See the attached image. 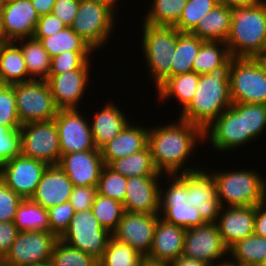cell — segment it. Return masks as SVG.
I'll use <instances>...</instances> for the list:
<instances>
[{"label": "cell", "mask_w": 266, "mask_h": 266, "mask_svg": "<svg viewBox=\"0 0 266 266\" xmlns=\"http://www.w3.org/2000/svg\"><path fill=\"white\" fill-rule=\"evenodd\" d=\"M21 155L48 165L61 158L59 133L54 120L30 122L20 127Z\"/></svg>", "instance_id": "10"}, {"label": "cell", "mask_w": 266, "mask_h": 266, "mask_svg": "<svg viewBox=\"0 0 266 266\" xmlns=\"http://www.w3.org/2000/svg\"><path fill=\"white\" fill-rule=\"evenodd\" d=\"M162 179L160 185V203L188 204L187 184L177 174L163 175ZM164 180L166 181L164 182Z\"/></svg>", "instance_id": "47"}, {"label": "cell", "mask_w": 266, "mask_h": 266, "mask_svg": "<svg viewBox=\"0 0 266 266\" xmlns=\"http://www.w3.org/2000/svg\"><path fill=\"white\" fill-rule=\"evenodd\" d=\"M218 4L219 0H187L182 15L174 27L180 32L191 33L203 16Z\"/></svg>", "instance_id": "42"}, {"label": "cell", "mask_w": 266, "mask_h": 266, "mask_svg": "<svg viewBox=\"0 0 266 266\" xmlns=\"http://www.w3.org/2000/svg\"><path fill=\"white\" fill-rule=\"evenodd\" d=\"M187 0H151L144 11L143 22L153 26H174L182 15ZM150 5V6H149Z\"/></svg>", "instance_id": "33"}, {"label": "cell", "mask_w": 266, "mask_h": 266, "mask_svg": "<svg viewBox=\"0 0 266 266\" xmlns=\"http://www.w3.org/2000/svg\"><path fill=\"white\" fill-rule=\"evenodd\" d=\"M66 27L67 26L52 13L43 15L40 16L37 22L33 38L39 41L41 38L52 36Z\"/></svg>", "instance_id": "52"}, {"label": "cell", "mask_w": 266, "mask_h": 266, "mask_svg": "<svg viewBox=\"0 0 266 266\" xmlns=\"http://www.w3.org/2000/svg\"><path fill=\"white\" fill-rule=\"evenodd\" d=\"M200 75L194 71L185 74L171 76L162 83L154 92L157 96L156 101H161L162 104L174 98L176 105H179V114L192 101L196 92V87L199 83Z\"/></svg>", "instance_id": "27"}, {"label": "cell", "mask_w": 266, "mask_h": 266, "mask_svg": "<svg viewBox=\"0 0 266 266\" xmlns=\"http://www.w3.org/2000/svg\"><path fill=\"white\" fill-rule=\"evenodd\" d=\"M50 262L53 266H99L93 256L71 247L58 239L54 245Z\"/></svg>", "instance_id": "40"}, {"label": "cell", "mask_w": 266, "mask_h": 266, "mask_svg": "<svg viewBox=\"0 0 266 266\" xmlns=\"http://www.w3.org/2000/svg\"><path fill=\"white\" fill-rule=\"evenodd\" d=\"M35 266H53V264L49 261L47 263H43V264H39V265H35Z\"/></svg>", "instance_id": "65"}, {"label": "cell", "mask_w": 266, "mask_h": 266, "mask_svg": "<svg viewBox=\"0 0 266 266\" xmlns=\"http://www.w3.org/2000/svg\"><path fill=\"white\" fill-rule=\"evenodd\" d=\"M18 232L14 222H0V262L12 246Z\"/></svg>", "instance_id": "54"}, {"label": "cell", "mask_w": 266, "mask_h": 266, "mask_svg": "<svg viewBox=\"0 0 266 266\" xmlns=\"http://www.w3.org/2000/svg\"><path fill=\"white\" fill-rule=\"evenodd\" d=\"M58 238L50 231H19L0 266H35L51 260Z\"/></svg>", "instance_id": "11"}, {"label": "cell", "mask_w": 266, "mask_h": 266, "mask_svg": "<svg viewBox=\"0 0 266 266\" xmlns=\"http://www.w3.org/2000/svg\"><path fill=\"white\" fill-rule=\"evenodd\" d=\"M230 56L225 41H204L194 59L193 71L199 75L209 74L214 68L221 66Z\"/></svg>", "instance_id": "36"}, {"label": "cell", "mask_w": 266, "mask_h": 266, "mask_svg": "<svg viewBox=\"0 0 266 266\" xmlns=\"http://www.w3.org/2000/svg\"><path fill=\"white\" fill-rule=\"evenodd\" d=\"M48 166L19 155L0 165V179L22 199H30Z\"/></svg>", "instance_id": "16"}, {"label": "cell", "mask_w": 266, "mask_h": 266, "mask_svg": "<svg viewBox=\"0 0 266 266\" xmlns=\"http://www.w3.org/2000/svg\"><path fill=\"white\" fill-rule=\"evenodd\" d=\"M48 211L49 231L60 239L67 231L70 220L76 213L70 202L51 207Z\"/></svg>", "instance_id": "48"}, {"label": "cell", "mask_w": 266, "mask_h": 266, "mask_svg": "<svg viewBox=\"0 0 266 266\" xmlns=\"http://www.w3.org/2000/svg\"><path fill=\"white\" fill-rule=\"evenodd\" d=\"M235 266H246V265H239V264H237V263L235 262Z\"/></svg>", "instance_id": "69"}, {"label": "cell", "mask_w": 266, "mask_h": 266, "mask_svg": "<svg viewBox=\"0 0 266 266\" xmlns=\"http://www.w3.org/2000/svg\"><path fill=\"white\" fill-rule=\"evenodd\" d=\"M233 8L222 3L206 13L191 32L204 41H225L231 29Z\"/></svg>", "instance_id": "28"}, {"label": "cell", "mask_w": 266, "mask_h": 266, "mask_svg": "<svg viewBox=\"0 0 266 266\" xmlns=\"http://www.w3.org/2000/svg\"><path fill=\"white\" fill-rule=\"evenodd\" d=\"M203 143L204 131L180 118L174 122L149 125L148 147L156 170L163 175L183 174L202 168L205 164L199 166L195 161L191 165L190 158H196L194 154Z\"/></svg>", "instance_id": "1"}, {"label": "cell", "mask_w": 266, "mask_h": 266, "mask_svg": "<svg viewBox=\"0 0 266 266\" xmlns=\"http://www.w3.org/2000/svg\"><path fill=\"white\" fill-rule=\"evenodd\" d=\"M95 51H65L52 58L49 74H63L79 69L86 61H92Z\"/></svg>", "instance_id": "46"}, {"label": "cell", "mask_w": 266, "mask_h": 266, "mask_svg": "<svg viewBox=\"0 0 266 266\" xmlns=\"http://www.w3.org/2000/svg\"><path fill=\"white\" fill-rule=\"evenodd\" d=\"M0 125L10 130H19L22 125L17 115L13 85H5L0 90Z\"/></svg>", "instance_id": "45"}, {"label": "cell", "mask_w": 266, "mask_h": 266, "mask_svg": "<svg viewBox=\"0 0 266 266\" xmlns=\"http://www.w3.org/2000/svg\"><path fill=\"white\" fill-rule=\"evenodd\" d=\"M96 195L97 186H74L69 202L75 212L91 209Z\"/></svg>", "instance_id": "51"}, {"label": "cell", "mask_w": 266, "mask_h": 266, "mask_svg": "<svg viewBox=\"0 0 266 266\" xmlns=\"http://www.w3.org/2000/svg\"><path fill=\"white\" fill-rule=\"evenodd\" d=\"M255 206L221 207L215 222L229 249L236 242L254 234Z\"/></svg>", "instance_id": "23"}, {"label": "cell", "mask_w": 266, "mask_h": 266, "mask_svg": "<svg viewBox=\"0 0 266 266\" xmlns=\"http://www.w3.org/2000/svg\"><path fill=\"white\" fill-rule=\"evenodd\" d=\"M162 178L163 176L128 177L124 210L130 213L159 214Z\"/></svg>", "instance_id": "19"}, {"label": "cell", "mask_w": 266, "mask_h": 266, "mask_svg": "<svg viewBox=\"0 0 266 266\" xmlns=\"http://www.w3.org/2000/svg\"><path fill=\"white\" fill-rule=\"evenodd\" d=\"M141 255L126 243L109 238L103 257L98 261L99 266H128Z\"/></svg>", "instance_id": "43"}, {"label": "cell", "mask_w": 266, "mask_h": 266, "mask_svg": "<svg viewBox=\"0 0 266 266\" xmlns=\"http://www.w3.org/2000/svg\"><path fill=\"white\" fill-rule=\"evenodd\" d=\"M228 256L239 265L259 266L266 257V238L248 236L228 249Z\"/></svg>", "instance_id": "34"}, {"label": "cell", "mask_w": 266, "mask_h": 266, "mask_svg": "<svg viewBox=\"0 0 266 266\" xmlns=\"http://www.w3.org/2000/svg\"><path fill=\"white\" fill-rule=\"evenodd\" d=\"M186 229L159 218L147 257L149 264L168 265L182 256Z\"/></svg>", "instance_id": "22"}, {"label": "cell", "mask_w": 266, "mask_h": 266, "mask_svg": "<svg viewBox=\"0 0 266 266\" xmlns=\"http://www.w3.org/2000/svg\"><path fill=\"white\" fill-rule=\"evenodd\" d=\"M22 51L28 75L32 80H44L49 77L52 58L42 44L32 38L15 41Z\"/></svg>", "instance_id": "30"}, {"label": "cell", "mask_w": 266, "mask_h": 266, "mask_svg": "<svg viewBox=\"0 0 266 266\" xmlns=\"http://www.w3.org/2000/svg\"><path fill=\"white\" fill-rule=\"evenodd\" d=\"M39 42L51 58L65 51H94L71 27L41 38Z\"/></svg>", "instance_id": "37"}, {"label": "cell", "mask_w": 266, "mask_h": 266, "mask_svg": "<svg viewBox=\"0 0 266 266\" xmlns=\"http://www.w3.org/2000/svg\"><path fill=\"white\" fill-rule=\"evenodd\" d=\"M5 86V84H3L1 81H0V90Z\"/></svg>", "instance_id": "67"}, {"label": "cell", "mask_w": 266, "mask_h": 266, "mask_svg": "<svg viewBox=\"0 0 266 266\" xmlns=\"http://www.w3.org/2000/svg\"><path fill=\"white\" fill-rule=\"evenodd\" d=\"M263 0H219L222 3L231 8H243L259 4Z\"/></svg>", "instance_id": "58"}, {"label": "cell", "mask_w": 266, "mask_h": 266, "mask_svg": "<svg viewBox=\"0 0 266 266\" xmlns=\"http://www.w3.org/2000/svg\"><path fill=\"white\" fill-rule=\"evenodd\" d=\"M8 42L4 33H3V29H2V23H1V18H0V45L4 44Z\"/></svg>", "instance_id": "62"}, {"label": "cell", "mask_w": 266, "mask_h": 266, "mask_svg": "<svg viewBox=\"0 0 266 266\" xmlns=\"http://www.w3.org/2000/svg\"><path fill=\"white\" fill-rule=\"evenodd\" d=\"M104 2H107L108 4H110L112 7H114L115 9L118 8L117 5L119 3V5H121L120 3L124 0H101Z\"/></svg>", "instance_id": "63"}, {"label": "cell", "mask_w": 266, "mask_h": 266, "mask_svg": "<svg viewBox=\"0 0 266 266\" xmlns=\"http://www.w3.org/2000/svg\"><path fill=\"white\" fill-rule=\"evenodd\" d=\"M232 103L266 104V75L249 57H234L229 77Z\"/></svg>", "instance_id": "8"}, {"label": "cell", "mask_w": 266, "mask_h": 266, "mask_svg": "<svg viewBox=\"0 0 266 266\" xmlns=\"http://www.w3.org/2000/svg\"><path fill=\"white\" fill-rule=\"evenodd\" d=\"M182 255L204 261L209 265L228 257V248L221 238L216 223L206 222L186 229Z\"/></svg>", "instance_id": "15"}, {"label": "cell", "mask_w": 266, "mask_h": 266, "mask_svg": "<svg viewBox=\"0 0 266 266\" xmlns=\"http://www.w3.org/2000/svg\"><path fill=\"white\" fill-rule=\"evenodd\" d=\"M167 266H210V265L204 261L190 259L182 255L179 258L175 259L174 261L170 262Z\"/></svg>", "instance_id": "57"}, {"label": "cell", "mask_w": 266, "mask_h": 266, "mask_svg": "<svg viewBox=\"0 0 266 266\" xmlns=\"http://www.w3.org/2000/svg\"><path fill=\"white\" fill-rule=\"evenodd\" d=\"M4 4H5V1L4 0H0V16H1V13L3 12Z\"/></svg>", "instance_id": "64"}, {"label": "cell", "mask_w": 266, "mask_h": 266, "mask_svg": "<svg viewBox=\"0 0 266 266\" xmlns=\"http://www.w3.org/2000/svg\"><path fill=\"white\" fill-rule=\"evenodd\" d=\"M80 0H57L52 14L57 16L67 27L73 23L77 15Z\"/></svg>", "instance_id": "53"}, {"label": "cell", "mask_w": 266, "mask_h": 266, "mask_svg": "<svg viewBox=\"0 0 266 266\" xmlns=\"http://www.w3.org/2000/svg\"><path fill=\"white\" fill-rule=\"evenodd\" d=\"M148 266H167V265H152V264H148Z\"/></svg>", "instance_id": "68"}, {"label": "cell", "mask_w": 266, "mask_h": 266, "mask_svg": "<svg viewBox=\"0 0 266 266\" xmlns=\"http://www.w3.org/2000/svg\"><path fill=\"white\" fill-rule=\"evenodd\" d=\"M245 145L257 141L266 131V104L244 103ZM264 133V134H263Z\"/></svg>", "instance_id": "41"}, {"label": "cell", "mask_w": 266, "mask_h": 266, "mask_svg": "<svg viewBox=\"0 0 266 266\" xmlns=\"http://www.w3.org/2000/svg\"><path fill=\"white\" fill-rule=\"evenodd\" d=\"M31 80L20 46L15 41L0 45V81L13 85Z\"/></svg>", "instance_id": "29"}, {"label": "cell", "mask_w": 266, "mask_h": 266, "mask_svg": "<svg viewBox=\"0 0 266 266\" xmlns=\"http://www.w3.org/2000/svg\"><path fill=\"white\" fill-rule=\"evenodd\" d=\"M135 123L133 118L115 138L100 149L104 165H109L118 158L135 154L148 145L147 124L143 126L139 121Z\"/></svg>", "instance_id": "26"}, {"label": "cell", "mask_w": 266, "mask_h": 266, "mask_svg": "<svg viewBox=\"0 0 266 266\" xmlns=\"http://www.w3.org/2000/svg\"><path fill=\"white\" fill-rule=\"evenodd\" d=\"M159 215L164 221L184 229L206 223L201 218L198 208L186 203H160Z\"/></svg>", "instance_id": "38"}, {"label": "cell", "mask_w": 266, "mask_h": 266, "mask_svg": "<svg viewBox=\"0 0 266 266\" xmlns=\"http://www.w3.org/2000/svg\"><path fill=\"white\" fill-rule=\"evenodd\" d=\"M187 184L188 204L197 207L201 218L215 223L221 209L216 184L212 174L206 168L177 174Z\"/></svg>", "instance_id": "17"}, {"label": "cell", "mask_w": 266, "mask_h": 266, "mask_svg": "<svg viewBox=\"0 0 266 266\" xmlns=\"http://www.w3.org/2000/svg\"><path fill=\"white\" fill-rule=\"evenodd\" d=\"M114 102V103H113ZM96 112L89 116L91 131L95 146L101 149L105 144L115 138L125 126L132 120L127 113L118 106L115 101H108L103 108H97Z\"/></svg>", "instance_id": "25"}, {"label": "cell", "mask_w": 266, "mask_h": 266, "mask_svg": "<svg viewBox=\"0 0 266 266\" xmlns=\"http://www.w3.org/2000/svg\"><path fill=\"white\" fill-rule=\"evenodd\" d=\"M13 89L21 124L54 120L59 108L55 104L47 81L15 83Z\"/></svg>", "instance_id": "7"}, {"label": "cell", "mask_w": 266, "mask_h": 266, "mask_svg": "<svg viewBox=\"0 0 266 266\" xmlns=\"http://www.w3.org/2000/svg\"><path fill=\"white\" fill-rule=\"evenodd\" d=\"M91 209L99 224L110 233L117 228L125 212L122 202L99 195L98 193Z\"/></svg>", "instance_id": "39"}, {"label": "cell", "mask_w": 266, "mask_h": 266, "mask_svg": "<svg viewBox=\"0 0 266 266\" xmlns=\"http://www.w3.org/2000/svg\"><path fill=\"white\" fill-rule=\"evenodd\" d=\"M253 58L261 67L263 73L266 75V48L262 52L256 54Z\"/></svg>", "instance_id": "59"}, {"label": "cell", "mask_w": 266, "mask_h": 266, "mask_svg": "<svg viewBox=\"0 0 266 266\" xmlns=\"http://www.w3.org/2000/svg\"><path fill=\"white\" fill-rule=\"evenodd\" d=\"M149 261L147 257L140 256L135 262L129 264L128 266H148Z\"/></svg>", "instance_id": "61"}, {"label": "cell", "mask_w": 266, "mask_h": 266, "mask_svg": "<svg viewBox=\"0 0 266 266\" xmlns=\"http://www.w3.org/2000/svg\"><path fill=\"white\" fill-rule=\"evenodd\" d=\"M21 155L20 130L0 125V165Z\"/></svg>", "instance_id": "49"}, {"label": "cell", "mask_w": 266, "mask_h": 266, "mask_svg": "<svg viewBox=\"0 0 266 266\" xmlns=\"http://www.w3.org/2000/svg\"><path fill=\"white\" fill-rule=\"evenodd\" d=\"M108 166L127 178L134 176H163L153 164L148 145L135 154L112 161Z\"/></svg>", "instance_id": "32"}, {"label": "cell", "mask_w": 266, "mask_h": 266, "mask_svg": "<svg viewBox=\"0 0 266 266\" xmlns=\"http://www.w3.org/2000/svg\"><path fill=\"white\" fill-rule=\"evenodd\" d=\"M204 40L189 32H179L171 65V76L193 71V62Z\"/></svg>", "instance_id": "31"}, {"label": "cell", "mask_w": 266, "mask_h": 266, "mask_svg": "<svg viewBox=\"0 0 266 266\" xmlns=\"http://www.w3.org/2000/svg\"><path fill=\"white\" fill-rule=\"evenodd\" d=\"M116 11L119 10L101 0H80L70 27L98 53L105 47L107 49L111 39L114 40L112 37L119 22Z\"/></svg>", "instance_id": "6"}, {"label": "cell", "mask_w": 266, "mask_h": 266, "mask_svg": "<svg viewBox=\"0 0 266 266\" xmlns=\"http://www.w3.org/2000/svg\"><path fill=\"white\" fill-rule=\"evenodd\" d=\"M22 198L0 179V222H13Z\"/></svg>", "instance_id": "50"}, {"label": "cell", "mask_w": 266, "mask_h": 266, "mask_svg": "<svg viewBox=\"0 0 266 266\" xmlns=\"http://www.w3.org/2000/svg\"><path fill=\"white\" fill-rule=\"evenodd\" d=\"M233 60L234 57L230 56L209 74L200 75L192 101L178 118L204 131L232 104L229 77Z\"/></svg>", "instance_id": "2"}, {"label": "cell", "mask_w": 266, "mask_h": 266, "mask_svg": "<svg viewBox=\"0 0 266 266\" xmlns=\"http://www.w3.org/2000/svg\"><path fill=\"white\" fill-rule=\"evenodd\" d=\"M204 142V145L210 143L216 153L227 154L242 148L245 145L244 103H232L207 127Z\"/></svg>", "instance_id": "12"}, {"label": "cell", "mask_w": 266, "mask_h": 266, "mask_svg": "<svg viewBox=\"0 0 266 266\" xmlns=\"http://www.w3.org/2000/svg\"><path fill=\"white\" fill-rule=\"evenodd\" d=\"M259 266H266V257L262 260Z\"/></svg>", "instance_id": "66"}, {"label": "cell", "mask_w": 266, "mask_h": 266, "mask_svg": "<svg viewBox=\"0 0 266 266\" xmlns=\"http://www.w3.org/2000/svg\"><path fill=\"white\" fill-rule=\"evenodd\" d=\"M212 168L206 169L213 176L221 207L258 206L266 202V179L259 170Z\"/></svg>", "instance_id": "3"}, {"label": "cell", "mask_w": 266, "mask_h": 266, "mask_svg": "<svg viewBox=\"0 0 266 266\" xmlns=\"http://www.w3.org/2000/svg\"><path fill=\"white\" fill-rule=\"evenodd\" d=\"M226 44L232 57L253 58L266 48V0L233 9Z\"/></svg>", "instance_id": "4"}, {"label": "cell", "mask_w": 266, "mask_h": 266, "mask_svg": "<svg viewBox=\"0 0 266 266\" xmlns=\"http://www.w3.org/2000/svg\"><path fill=\"white\" fill-rule=\"evenodd\" d=\"M127 177L115 172L104 165L97 185L99 195L124 202L126 195Z\"/></svg>", "instance_id": "44"}, {"label": "cell", "mask_w": 266, "mask_h": 266, "mask_svg": "<svg viewBox=\"0 0 266 266\" xmlns=\"http://www.w3.org/2000/svg\"><path fill=\"white\" fill-rule=\"evenodd\" d=\"M3 33L7 41L32 38L40 18L31 0H11L1 13Z\"/></svg>", "instance_id": "20"}, {"label": "cell", "mask_w": 266, "mask_h": 266, "mask_svg": "<svg viewBox=\"0 0 266 266\" xmlns=\"http://www.w3.org/2000/svg\"><path fill=\"white\" fill-rule=\"evenodd\" d=\"M13 222L19 231H49L48 211L31 199L22 200Z\"/></svg>", "instance_id": "35"}, {"label": "cell", "mask_w": 266, "mask_h": 266, "mask_svg": "<svg viewBox=\"0 0 266 266\" xmlns=\"http://www.w3.org/2000/svg\"><path fill=\"white\" fill-rule=\"evenodd\" d=\"M73 187L72 181L59 165H49L30 199L48 210L68 202Z\"/></svg>", "instance_id": "24"}, {"label": "cell", "mask_w": 266, "mask_h": 266, "mask_svg": "<svg viewBox=\"0 0 266 266\" xmlns=\"http://www.w3.org/2000/svg\"><path fill=\"white\" fill-rule=\"evenodd\" d=\"M142 23L141 48L145 69L155 89L171 77V65L179 30L174 26H153ZM149 71V72H148Z\"/></svg>", "instance_id": "5"}, {"label": "cell", "mask_w": 266, "mask_h": 266, "mask_svg": "<svg viewBox=\"0 0 266 266\" xmlns=\"http://www.w3.org/2000/svg\"><path fill=\"white\" fill-rule=\"evenodd\" d=\"M111 236L112 234L99 224L92 209H87L74 214L60 240L99 261Z\"/></svg>", "instance_id": "9"}, {"label": "cell", "mask_w": 266, "mask_h": 266, "mask_svg": "<svg viewBox=\"0 0 266 266\" xmlns=\"http://www.w3.org/2000/svg\"><path fill=\"white\" fill-rule=\"evenodd\" d=\"M254 235L266 238V202L255 206Z\"/></svg>", "instance_id": "55"}, {"label": "cell", "mask_w": 266, "mask_h": 266, "mask_svg": "<svg viewBox=\"0 0 266 266\" xmlns=\"http://www.w3.org/2000/svg\"><path fill=\"white\" fill-rule=\"evenodd\" d=\"M91 62L86 61L79 69L63 74H49L46 81L59 109H81L85 92L91 86L89 82L94 72L92 65H96V62Z\"/></svg>", "instance_id": "13"}, {"label": "cell", "mask_w": 266, "mask_h": 266, "mask_svg": "<svg viewBox=\"0 0 266 266\" xmlns=\"http://www.w3.org/2000/svg\"><path fill=\"white\" fill-rule=\"evenodd\" d=\"M58 165L74 186H97L104 162L97 148L63 154Z\"/></svg>", "instance_id": "21"}, {"label": "cell", "mask_w": 266, "mask_h": 266, "mask_svg": "<svg viewBox=\"0 0 266 266\" xmlns=\"http://www.w3.org/2000/svg\"><path fill=\"white\" fill-rule=\"evenodd\" d=\"M210 266H235V261L228 256L225 259L218 261Z\"/></svg>", "instance_id": "60"}, {"label": "cell", "mask_w": 266, "mask_h": 266, "mask_svg": "<svg viewBox=\"0 0 266 266\" xmlns=\"http://www.w3.org/2000/svg\"><path fill=\"white\" fill-rule=\"evenodd\" d=\"M87 116L82 109H59L54 121L59 133L61 156L97 149Z\"/></svg>", "instance_id": "14"}, {"label": "cell", "mask_w": 266, "mask_h": 266, "mask_svg": "<svg viewBox=\"0 0 266 266\" xmlns=\"http://www.w3.org/2000/svg\"><path fill=\"white\" fill-rule=\"evenodd\" d=\"M57 0H31L39 16L51 14Z\"/></svg>", "instance_id": "56"}, {"label": "cell", "mask_w": 266, "mask_h": 266, "mask_svg": "<svg viewBox=\"0 0 266 266\" xmlns=\"http://www.w3.org/2000/svg\"><path fill=\"white\" fill-rule=\"evenodd\" d=\"M159 214L124 212L117 228L111 233L116 240L126 243L141 256L148 257Z\"/></svg>", "instance_id": "18"}]
</instances>
